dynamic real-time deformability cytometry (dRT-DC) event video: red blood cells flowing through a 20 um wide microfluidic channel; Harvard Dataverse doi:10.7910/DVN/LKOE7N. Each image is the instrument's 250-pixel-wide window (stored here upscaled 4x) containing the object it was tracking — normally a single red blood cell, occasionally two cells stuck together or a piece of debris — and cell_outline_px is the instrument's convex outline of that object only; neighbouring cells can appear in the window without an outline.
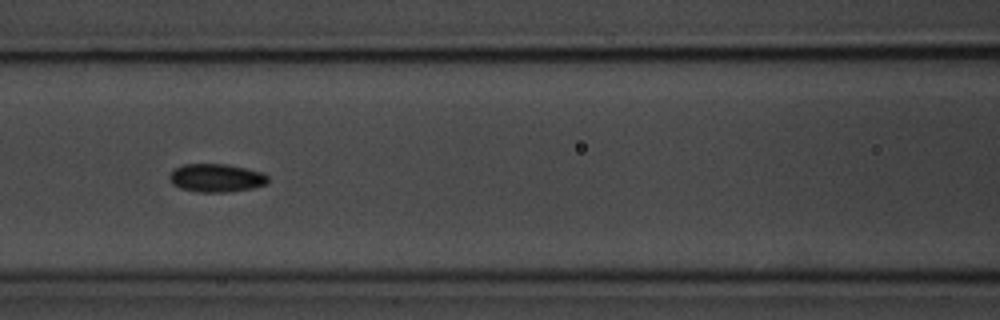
{"species": "common noctule bat (a hibernating species)", "species_latin": "Nyctalus noctula", "temperature_condition": "room temperature", "stored_images_in_passage": 22, "camera_frame_rate_fps": 3000, "um_per_image_px": 0.085, "animal": {"sex": "male", "body_mass_g": 20.1, "forearm_length_mm": 53.5}, "frame": {"image": 1, "passage_image": 10, "time_ms": 3.0, "image_size_px": [1000, 320], "cell_outline_px": [[268, 184], [252, 188], [224, 192], [196, 192], [180, 188], [172, 184], [168, 176], [176, 168], [184, 164], [228, 164], [260, 172], [268, 176]], "centroid_in_image_um": [18.37, 15.13], "position_along_channel_um": 148.2, "area_um2": 16.13}}
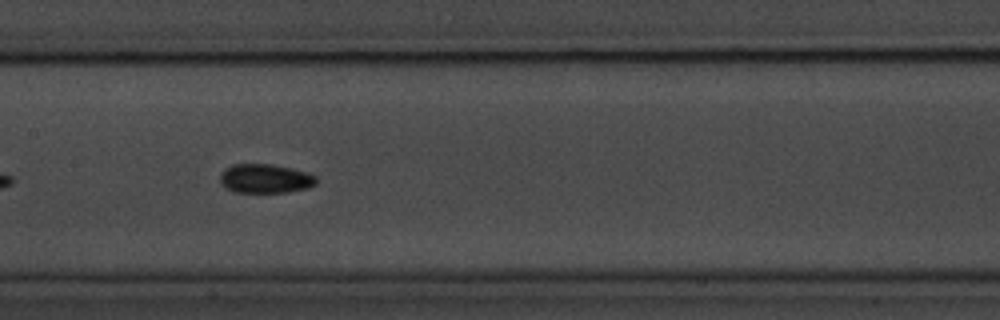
{"frame": {"image": 2, "passage_image": 13, "time_ms": 4.0, "image_size_px": [1000, 320], "cell_outline_px": [[316, 184], [308, 188], [288, 192], [236, 192], [228, 188], [220, 180], [220, 172], [224, 168], [232, 164], [268, 164], [292, 168], [308, 172], [316, 176]], "centroid_in_image_um": [22.56, 15.17], "position_along_channel_um": 184.8, "area_um2": 16.3}}